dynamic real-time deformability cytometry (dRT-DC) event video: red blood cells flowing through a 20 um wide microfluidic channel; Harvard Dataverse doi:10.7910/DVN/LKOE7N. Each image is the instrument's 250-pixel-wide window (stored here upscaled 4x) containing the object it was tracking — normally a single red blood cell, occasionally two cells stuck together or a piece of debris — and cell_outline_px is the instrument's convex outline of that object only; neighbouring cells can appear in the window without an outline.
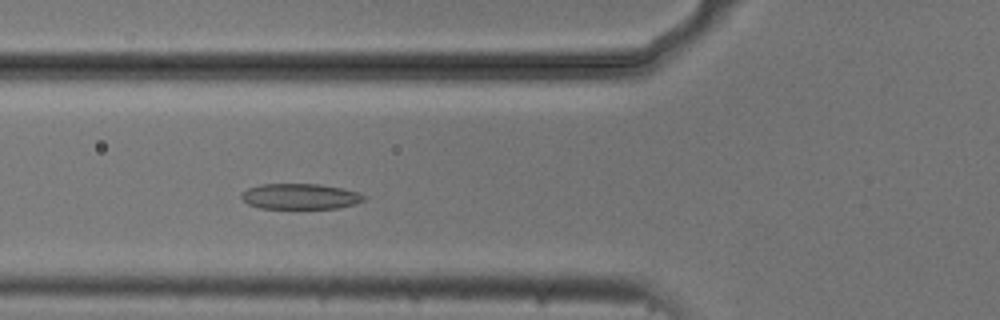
{"species": "common noctule bat (a hibernating species)", "species_latin": "Nyctalus noctula", "temperature_condition": "cold", "stored_images_in_passage": 45, "camera_frame_rate_fps": 3000, "um_per_image_px": 0.085, "animal": {"sex": "male", "body_mass_g": 20.5, "forearm_length_mm": 52.5}, "frame": {"image": 1, "passage_image": 11, "time_ms": 3.333, "image_size_px": [1000, 320], "cell_outline_px": [[364, 200], [356, 204], [340, 208], [260, 208], [248, 204], [240, 200], [240, 196], [248, 188], [260, 184], [320, 184], [344, 188], [360, 192], [364, 196]], "centroid_in_image_um": [25.53, 16.69], "position_along_channel_um": 100.3, "area_um2": 18.44}}
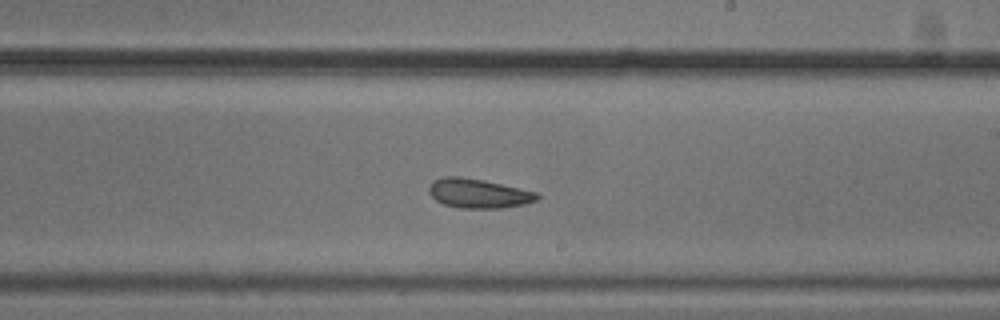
{"frame": {"image": 2, "passage_image": 23, "time_ms": 7.333, "image_size_px": [1000, 320], "cell_outline_px": [[540, 200], [524, 204], [504, 208], [460, 208], [444, 204], [436, 200], [428, 192], [428, 188], [432, 180], [444, 176], [460, 176], [484, 180], [540, 192]], "centroid_in_image_um": [40.71, 16.43], "position_along_channel_um": 248.3, "area_um2": 18.84}}
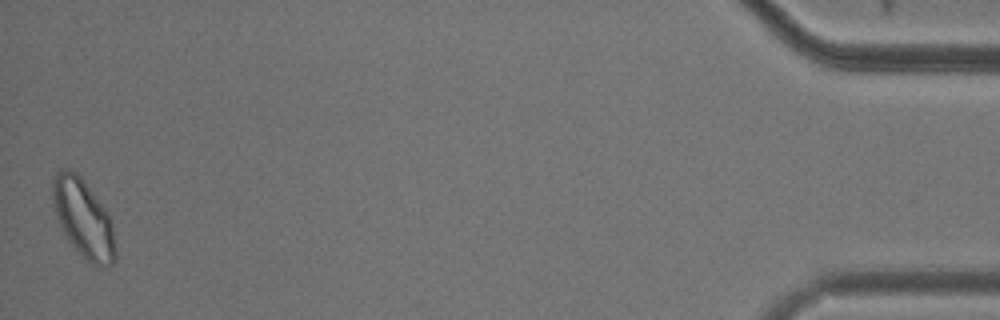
{"frame": {"image": 3, "passage_image": 45, "time_ms": 14.667, "image_size_px": [1000, 320], "cell_outline_px": [[116, 260], [108, 268], [96, 268], [84, 260], [68, 240], [56, 216], [52, 200], [52, 184], [56, 172], [64, 168], [68, 168], [76, 172], [84, 180], [104, 208], [112, 224], [116, 248]], "centroid_in_image_um": [7.1, 18.63], "position_along_channel_um": 428.1, "area_um2": 28.9}, "authors_computed_cell_mechanics": {"area_um2": 19.941, "velocity_mm_per_s": 3.6911, "shape_relaxation_time_tau1_ms": 9.7648, "shape_relaxation_time_tau2_ms": null, "deformation_change_tau1": 0.1451, "deformation_change_tau2": null}}